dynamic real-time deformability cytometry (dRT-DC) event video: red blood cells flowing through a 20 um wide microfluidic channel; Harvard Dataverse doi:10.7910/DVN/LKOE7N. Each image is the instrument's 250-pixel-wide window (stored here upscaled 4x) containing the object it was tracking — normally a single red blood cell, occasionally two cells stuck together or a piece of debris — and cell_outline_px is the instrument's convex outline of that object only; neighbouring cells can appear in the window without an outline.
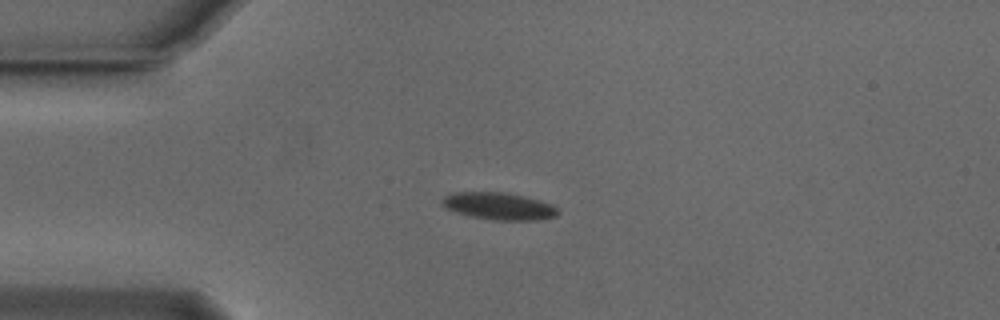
{"species": "Egyptian fruit bat (a non-hibernating species)", "species_latin": "Rousettus aegyptiacus", "temperature_condition": "cold", "stored_images_in_passage": 20, "camera_frame_rate_fps": 3000, "um_per_image_px": 0.085, "animal": {"sex": "male"}, "frame": {"image": 1, "passage_image": 1, "time_ms": 0.0, "image_size_px": [1000, 320], "cell_outline_px": [[560, 212], [556, 216], [540, 220], [492, 220], [472, 216], [456, 212], [444, 208], [440, 204], [440, 200], [444, 196], [452, 192], [508, 192], [540, 200], [552, 204]], "centroid_in_image_um": [42.38, 17.51], "position_along_channel_um": 42.6, "area_um2": 18.61}}
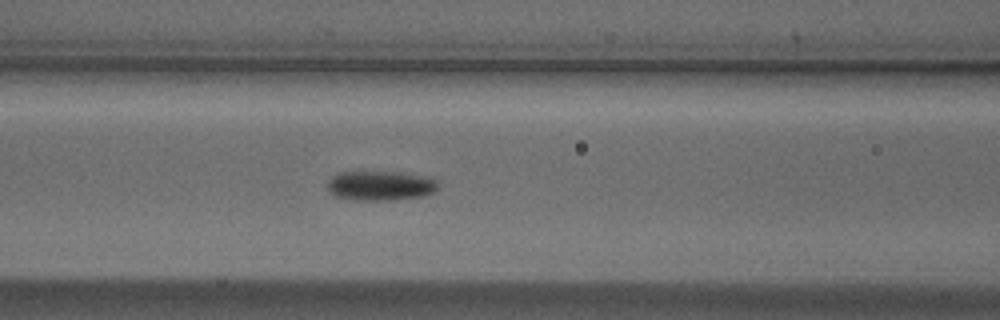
{"frame": {"image": 2, "passage_image": 10, "time_ms": 3.0, "image_size_px": [1000, 320], "cell_outline_px": [[440, 188], [424, 196], [396, 200], [352, 200], [332, 196], [328, 192], [328, 180], [332, 176], [340, 172], [396, 172], [428, 176], [436, 180], [440, 184]], "centroid_in_image_um": [32.34, 15.79], "position_along_channel_um": 134.3, "area_um2": 19.48}}
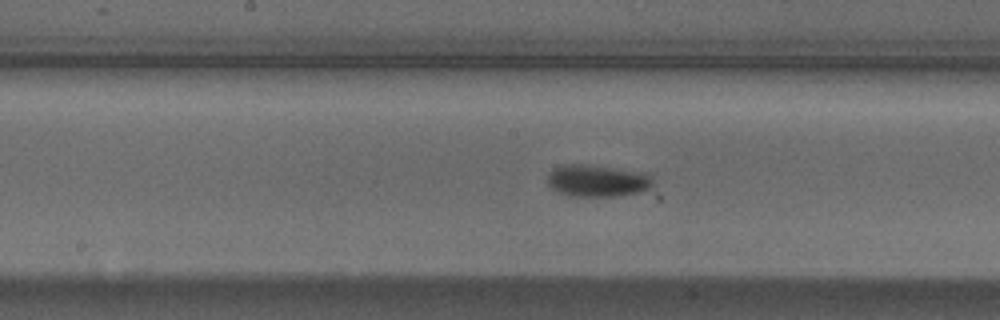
{"frame": {"image": 3, "passage_image": 15, "time_ms": 4.667, "image_size_px": [1000, 320], "cell_outline_px": [[652, 184], [648, 188], [636, 192], [616, 196], [572, 196], [560, 192], [552, 188], [548, 184], [548, 172], [552, 168], [560, 164], [580, 164], [648, 172], [652, 176]], "centroid_in_image_um": [50.74, 15.34], "position_along_channel_um": 197.5, "area_um2": 19.59}}